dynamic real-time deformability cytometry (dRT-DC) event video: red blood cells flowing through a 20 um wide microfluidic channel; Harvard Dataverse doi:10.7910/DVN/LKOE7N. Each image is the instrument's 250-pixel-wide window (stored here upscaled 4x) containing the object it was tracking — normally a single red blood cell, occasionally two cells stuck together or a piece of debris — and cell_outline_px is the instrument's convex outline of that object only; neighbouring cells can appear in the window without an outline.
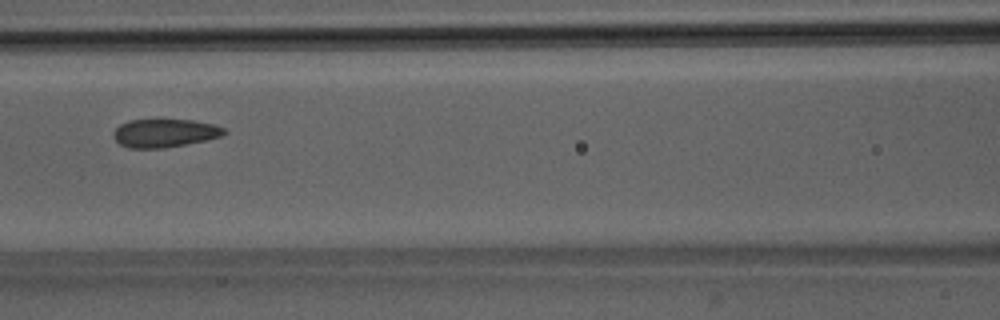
{"species": "Egyptian fruit bat (a non-hibernating species)", "species_latin": "Rousettus aegyptiacus", "temperature_condition": "room temperature", "stored_images_in_passage": 3, "camera_frame_rate_fps": 3000, "um_per_image_px": 0.085, "animal": {"sex": "male"}, "frame": {"image": 1, "passage_image": 3, "time_ms": 2.333, "image_size_px": [1000, 320], "cell_outline_px": [[228, 132], [220, 136], [204, 140], [184, 144], [160, 148], [128, 148], [120, 144], [112, 136], [112, 132], [120, 124], [128, 120], [192, 120], [212, 124], [224, 128]], "centroid_in_image_um": [13.95, 11.31], "position_along_channel_um": 152.7, "area_um2": 18.03}}